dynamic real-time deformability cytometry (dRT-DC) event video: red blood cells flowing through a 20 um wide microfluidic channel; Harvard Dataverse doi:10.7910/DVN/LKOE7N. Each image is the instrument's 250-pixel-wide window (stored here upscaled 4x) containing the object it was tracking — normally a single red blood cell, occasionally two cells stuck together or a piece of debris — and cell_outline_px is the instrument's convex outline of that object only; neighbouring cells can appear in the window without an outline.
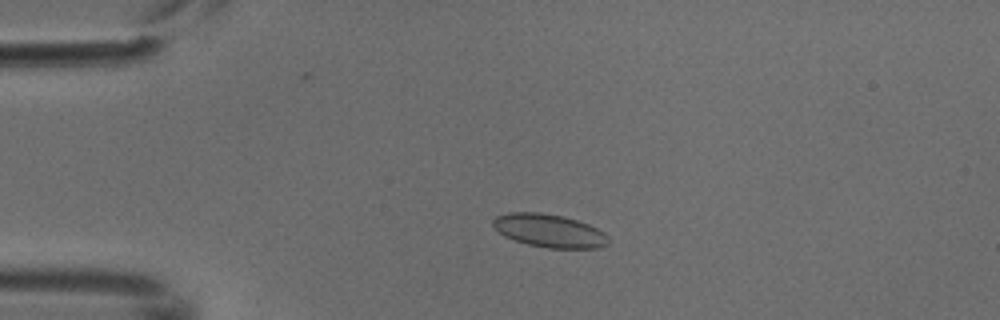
{"species": "common noctule bat (a hibernating species)", "species_latin": "Nyctalus noctula", "temperature_condition": "cold", "stored_images_in_passage": 5, "camera_frame_rate_fps": 3000, "um_per_image_px": 0.085, "animal": {"sex": "male", "body_mass_g": 18.8}, "frame": {"image": 1, "passage_image": 4, "time_ms": 1.0, "image_size_px": [1000, 320], "cell_outline_px": [[608, 244], [600, 248], [548, 248], [528, 244], [504, 236], [492, 224], [492, 220], [496, 216], [512, 212], [540, 212], [564, 216], [588, 224], [604, 232], [608, 236]], "centroid_in_image_um": [46.71, 19.61], "position_along_channel_um": 38.3, "area_um2": 22.2}}